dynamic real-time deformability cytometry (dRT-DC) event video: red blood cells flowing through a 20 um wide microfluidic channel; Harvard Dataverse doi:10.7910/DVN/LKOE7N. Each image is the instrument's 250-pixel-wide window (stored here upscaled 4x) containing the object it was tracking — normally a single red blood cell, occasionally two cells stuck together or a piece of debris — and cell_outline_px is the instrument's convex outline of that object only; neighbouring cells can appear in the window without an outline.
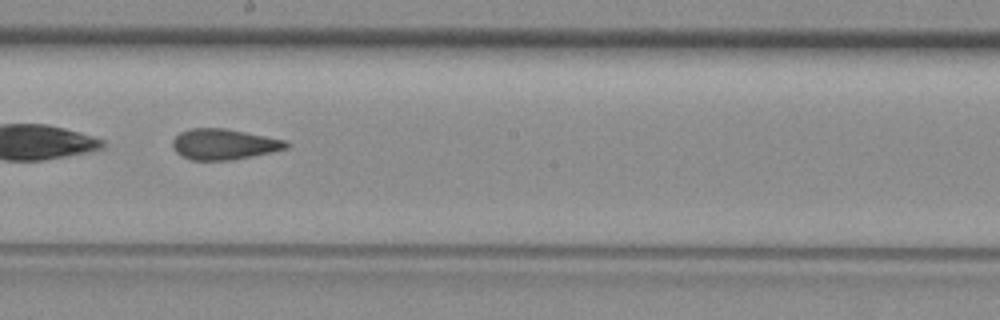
{"species": "common noctule bat (a hibernating species)", "species_latin": "Nyctalus noctula", "temperature_condition": "room temperature", "stored_images_in_passage": 26, "camera_frame_rate_fps": 3000, "um_per_image_px": 0.085, "animal": {"sex": "female", "body_mass_g": 29.2, "forearm_length_mm": 56.3}, "frame": {"image": 1, "passage_image": 12, "time_ms": 3.667, "image_size_px": [1000, 320], "cell_outline_px": [[292, 144], [288, 148], [272, 152], [232, 160], [192, 160], [180, 156], [172, 148], [172, 140], [180, 132], [192, 128], [224, 128], [284, 140]], "centroid_in_image_um": [19.01, 12.27], "position_along_channel_um": 229.2, "area_um2": 20.35}}
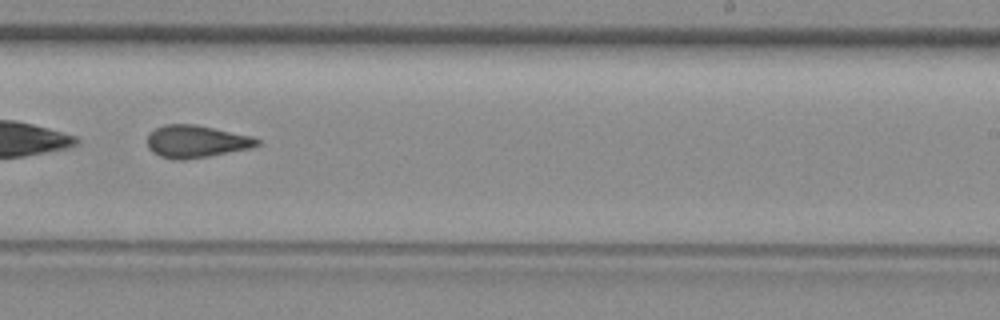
{"frame": {"image": 2, "passage_image": 15, "time_ms": 4.667, "image_size_px": [1000, 320], "cell_outline_px": [[260, 144], [252, 148], [208, 156], [184, 160], [172, 160], [160, 156], [152, 152], [148, 148], [148, 136], [156, 128], [164, 124], [192, 124], [252, 136], [260, 140]], "centroid_in_image_um": [16.67, 12.04], "position_along_channel_um": 272.3, "area_um2": 20.63}}